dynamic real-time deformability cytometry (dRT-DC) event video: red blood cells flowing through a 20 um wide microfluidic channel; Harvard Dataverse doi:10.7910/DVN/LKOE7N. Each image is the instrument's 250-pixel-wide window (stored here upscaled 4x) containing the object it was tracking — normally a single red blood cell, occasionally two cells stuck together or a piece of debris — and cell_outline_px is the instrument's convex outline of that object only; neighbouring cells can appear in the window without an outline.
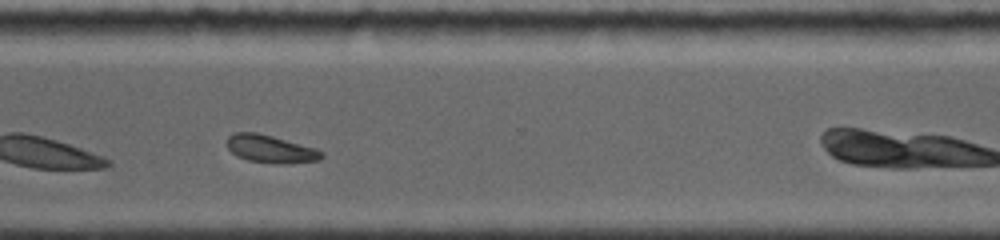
{"species": "common noctule bat (a hibernating species)", "species_latin": "Nyctalus noctula", "temperature_condition": "room temperature", "stored_images_in_passage": 26, "camera_frame_rate_fps": 5000, "um_per_image_px": 0.085, "animal": {"sex": "female", "body_mass_g": 19.0, "forearm_length_mm": 56.7}, "frame": {"image": 1, "passage_image": 19, "time_ms": 8.0, "image_size_px": [1000, 240], "cell_outline_px": [[324, 156], [320, 160], [284, 164], [272, 164], [248, 160], [236, 156], [228, 148], [228, 136], [236, 132], [256, 132], [272, 136], [316, 148]], "centroid_in_image_um": [22.99, 12.67], "position_along_channel_um": 347.6, "area_um2": 15.26}, "authors_computed_cell_mechanics": {"area_um2": 15.1725, "velocity_mm_per_s": 3.8236, "shape_relaxation_time_tau1_ms": null, "shape_relaxation_time_tau2_ms": 3.3044, "deformation_change_tau1": null, "deformation_change_tau2": 0.0639}}